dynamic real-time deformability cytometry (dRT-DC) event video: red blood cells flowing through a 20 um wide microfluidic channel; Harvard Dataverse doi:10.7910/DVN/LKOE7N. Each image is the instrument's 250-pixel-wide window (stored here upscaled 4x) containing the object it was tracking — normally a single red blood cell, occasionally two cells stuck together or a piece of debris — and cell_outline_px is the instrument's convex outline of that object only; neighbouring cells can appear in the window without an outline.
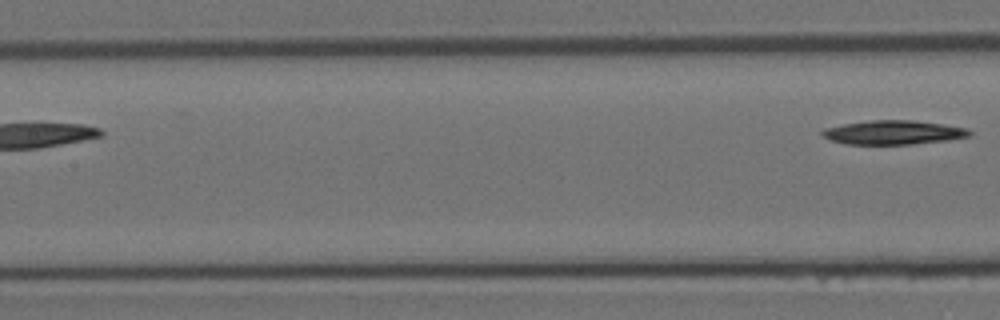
{"species": "Egyptian fruit bat (a non-hibernating species)", "species_latin": "Rousettus aegyptiacus", "temperature_condition": "room temperature", "stored_images_in_passage": 11, "segment_of_instrument_passage": [2, 2], "camera_frame_rate_fps": 3000, "um_per_image_px": 0.085, "animal": {"sex": "female"}, "frame": {"image": 1, "passage_image": 11, "time_ms": 3.333, "image_size_px": [1000, 320], "cell_outline_px": [[972, 132], [968, 136], [948, 140], [912, 144], [844, 144], [832, 140], [824, 136], [820, 132], [824, 128], [844, 124], [868, 120], [912, 120], [968, 128]], "centroid_in_image_um": [75.92, 11.25], "position_along_channel_um": 131.5, "area_um2": 20.46}}